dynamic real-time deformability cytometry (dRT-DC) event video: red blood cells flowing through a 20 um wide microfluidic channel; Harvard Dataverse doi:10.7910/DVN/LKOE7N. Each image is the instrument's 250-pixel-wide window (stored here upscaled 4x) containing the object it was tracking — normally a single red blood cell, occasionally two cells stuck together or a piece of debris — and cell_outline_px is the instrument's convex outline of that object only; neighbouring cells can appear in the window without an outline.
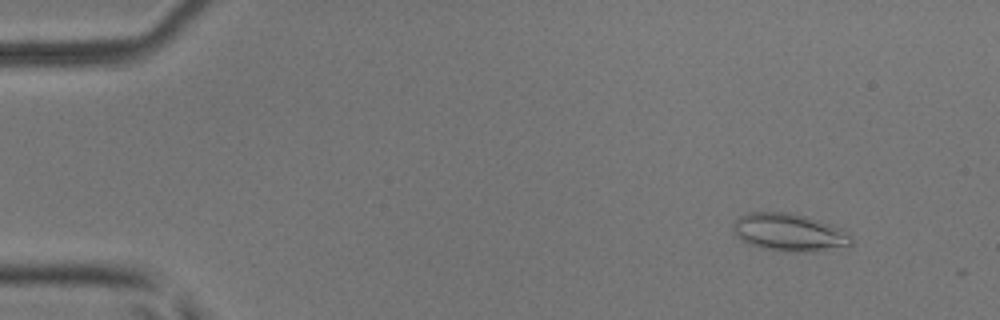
{"species": "common noctule bat (a hibernating species)", "species_latin": "Nyctalus noctula", "temperature_condition": "room temperature", "stored_images_in_passage": 8, "camera_frame_rate_fps": 3000, "um_per_image_px": 0.085, "animal": {"sex": "male", "body_mass_g": 17.9, "forearm_length_mm": 54.2}, "frame": {"image": 1, "passage_image": 5, "time_ms": 1.333, "image_size_px": [1000, 320], "cell_outline_px": [[852, 244], [808, 252], [776, 252], [740, 240], [732, 232], [732, 228], [736, 220], [740, 216], [748, 212], [792, 212], [808, 216], [832, 224], [852, 236]], "centroid_in_image_um": [67.04, 19.74], "position_along_channel_um": 18.0, "area_um2": 26.07}}